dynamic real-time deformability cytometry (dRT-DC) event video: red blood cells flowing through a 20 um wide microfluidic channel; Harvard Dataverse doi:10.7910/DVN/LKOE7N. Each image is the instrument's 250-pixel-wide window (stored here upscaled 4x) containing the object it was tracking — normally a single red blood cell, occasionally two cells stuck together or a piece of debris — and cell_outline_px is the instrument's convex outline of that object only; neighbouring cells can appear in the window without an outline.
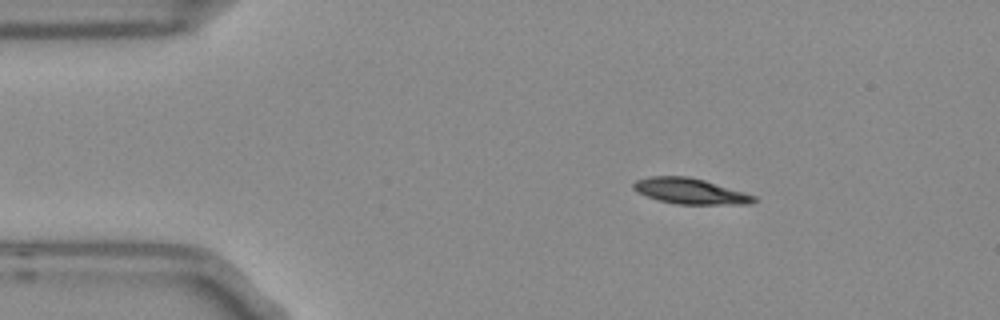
{"species": "Egyptian fruit bat (a non-hibernating species)", "species_latin": "Rousettus aegyptiacus", "temperature_condition": "room temperature", "stored_images_in_passage": 3, "camera_frame_rate_fps": 3000, "um_per_image_px": 0.085, "frame": {"image": 1, "passage_image": 1, "time_ms": 0.0, "image_size_px": [1000, 320], "cell_outline_px": [[756, 200], [752, 204], [676, 204], [660, 200], [636, 192], [632, 188], [632, 184], [636, 180], [652, 176], [688, 176], [704, 180], [744, 192], [756, 196]], "centroid_in_image_um": [58.66, 16.24], "position_along_channel_um": 26.3, "area_um2": 17.92}}
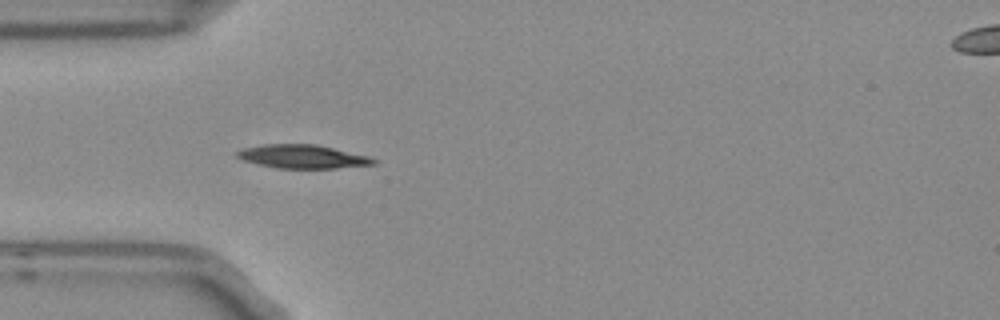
{"frame": {"image": 2, "passage_image": 3, "time_ms": 0.667, "image_size_px": [1000, 320], "cell_outline_px": [[376, 164], [336, 168], [276, 168], [244, 160], [236, 156], [236, 152], [244, 148], [264, 144], [316, 144], [368, 156], [376, 160]], "centroid_in_image_um": [25.72, 13.3], "position_along_channel_um": 59.3, "area_um2": 18.5}}